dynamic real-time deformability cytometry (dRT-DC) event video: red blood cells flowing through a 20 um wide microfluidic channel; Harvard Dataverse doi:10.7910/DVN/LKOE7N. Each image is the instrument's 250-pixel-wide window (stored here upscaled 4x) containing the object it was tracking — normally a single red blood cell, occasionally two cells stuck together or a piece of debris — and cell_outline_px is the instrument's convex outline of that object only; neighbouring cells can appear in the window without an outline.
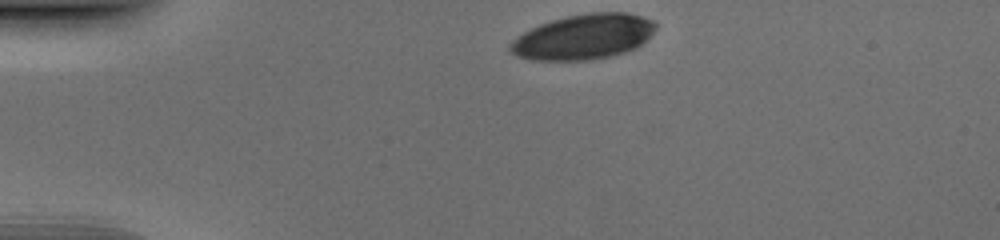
{"species": "human", "species_latin": "Homo sapiens", "temperature_condition": "cold", "stored_images_in_passage": 34, "camera_frame_rate_fps": 3000, "um_per_image_px": 0.085, "donor": {"sex": "male"}, "frame": {"image": 1, "passage_image": 1, "time_ms": 0.0, "image_size_px": [1000, 240], "cell_outline_px": [[656, 28], [636, 48], [612, 56], [592, 60], [532, 60], [516, 56], [508, 52], [508, 44], [516, 36], [540, 24], [552, 20], [568, 16], [588, 12], [624, 12], [640, 16], [652, 20], [656, 24]], "centroid_in_image_um": [49.54, 3.14], "position_along_channel_um": 35.5, "area_um2": 38.26}}
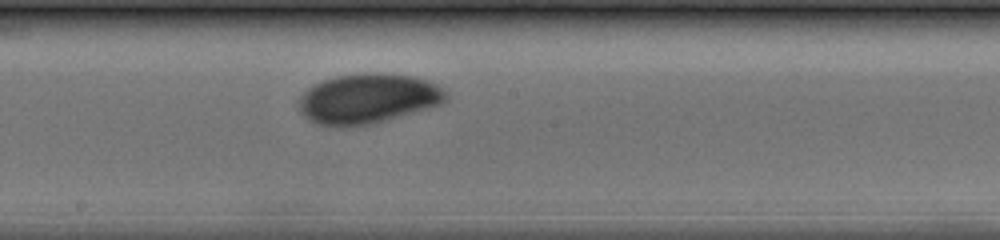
{"frame": {"image": 2, "passage_image": 19, "time_ms": 6.0, "image_size_px": [1000, 240], "cell_outline_px": [[448, 100], [440, 104], [428, 108], [376, 124], [344, 128], [332, 128], [316, 124], [308, 120], [300, 112], [296, 104], [296, 100], [312, 84], [336, 76], [380, 72], [412, 76], [428, 80], [444, 88], [448, 92]], "centroid_in_image_um": [31.24, 8.42], "position_along_channel_um": 217.0, "area_um2": 43.87}}
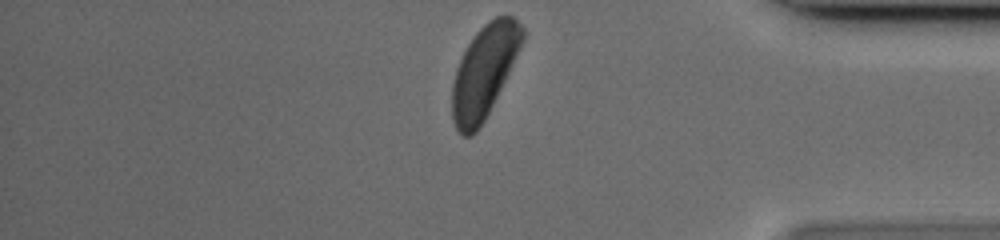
{"frame": {"image": 3, "passage_image": 34, "time_ms": 11.0, "image_size_px": [1000, 240], "cell_outline_px": [[524, 36], [508, 72], [484, 120], [476, 132], [472, 136], [460, 136], [452, 120], [452, 84], [456, 68], [468, 44], [476, 32], [488, 20], [504, 12], [512, 16], [524, 28]], "centroid_in_image_um": [41.12, 6.06], "position_along_channel_um": 394.1, "area_um2": 37.17}}